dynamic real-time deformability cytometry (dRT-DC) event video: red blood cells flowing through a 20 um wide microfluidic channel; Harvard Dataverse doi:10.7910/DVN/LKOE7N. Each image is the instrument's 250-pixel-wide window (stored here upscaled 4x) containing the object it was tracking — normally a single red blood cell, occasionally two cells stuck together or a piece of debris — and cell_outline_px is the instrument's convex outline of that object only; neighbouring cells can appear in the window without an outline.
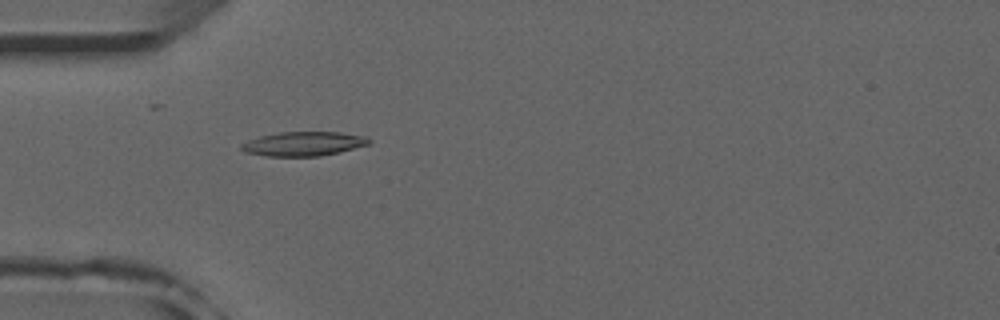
{"species": "common noctule bat (a hibernating species)", "species_latin": "Nyctalus noctula", "temperature_condition": "room temperature", "stored_images_in_passage": 52, "camera_frame_rate_fps": 3000, "um_per_image_px": 0.085, "animal": {"sex": "male", "forearm_length_mm": 52.5}, "frame": {"image": 1, "passage_image": 16, "time_ms": 5.0, "image_size_px": [1000, 320], "cell_outline_px": [[372, 140], [368, 144], [340, 152], [320, 156], [268, 156], [244, 152], [240, 148], [240, 144], [248, 140], [260, 136], [280, 132], [340, 132], [368, 136]], "centroid_in_image_um": [25.81, 12.22], "position_along_channel_um": 59.2, "area_um2": 18.09}}
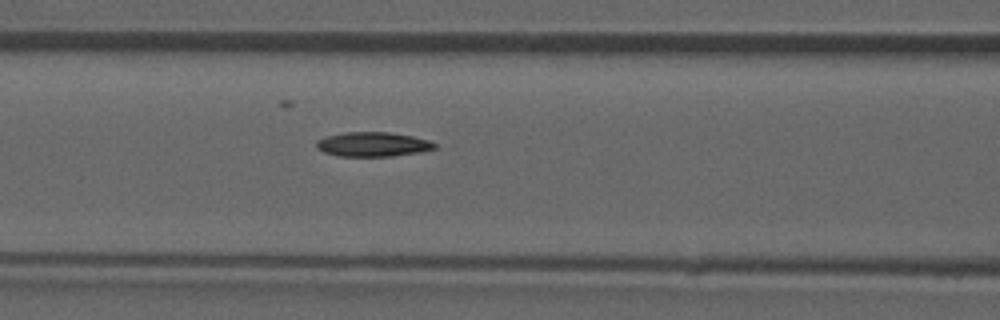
{"frame": {"image": 2, "passage_image": 22, "time_ms": 7.0, "image_size_px": [1000, 320], "cell_outline_px": [[436, 148], [416, 152], [392, 156], [340, 156], [324, 152], [316, 148], [316, 140], [324, 136], [344, 132], [388, 132], [412, 136], [428, 140], [436, 144]], "centroid_in_image_um": [31.63, 12.26], "position_along_channel_um": 135.0, "area_um2": 16.76}}
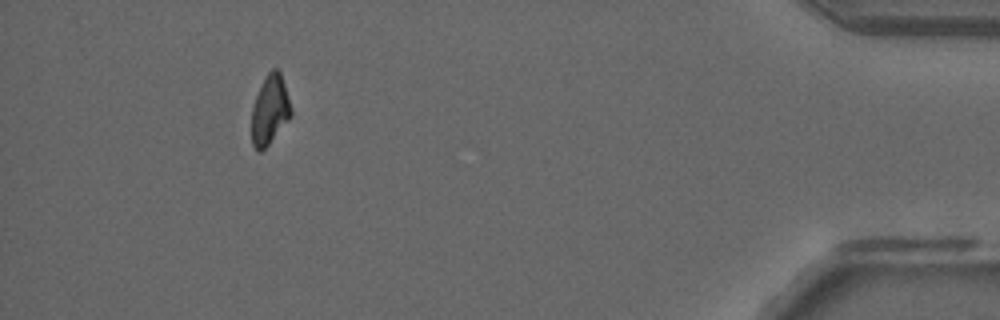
{"frame": {"image": 3, "passage_image": 48, "time_ms": 15.667, "image_size_px": [1000, 320], "cell_outline_px": [[292, 116], [268, 144], [260, 152], [252, 144], [252, 108], [256, 96], [268, 72], [272, 68], [276, 68], [280, 72], [292, 108]], "centroid_in_image_um": [22.95, 9.34], "position_along_channel_um": 412.2, "area_um2": 15.61}}